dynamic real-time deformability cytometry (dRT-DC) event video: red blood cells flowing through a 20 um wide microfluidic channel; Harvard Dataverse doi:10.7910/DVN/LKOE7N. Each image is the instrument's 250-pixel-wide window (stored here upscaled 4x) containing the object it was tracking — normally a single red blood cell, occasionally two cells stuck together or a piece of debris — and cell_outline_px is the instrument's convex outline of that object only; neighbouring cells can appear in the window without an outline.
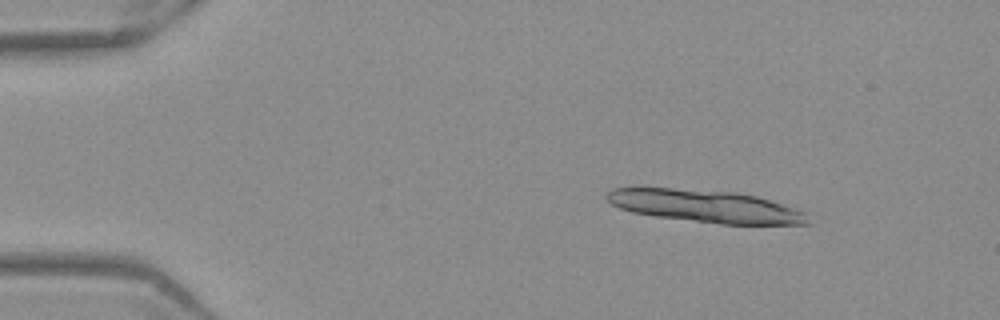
{"species": "Egyptian fruit bat (a non-hibernating species)", "species_latin": "Rousettus aegyptiacus", "temperature_condition": "warm", "stored_images_in_passage": 14, "camera_frame_rate_fps": 3000, "um_per_image_px": 0.085, "frame": {"image": 1, "passage_image": 7, "time_ms": 2.0, "image_size_px": [1000, 320], "cell_outline_px": [[812, 224], [720, 224], [656, 216], [632, 212], [620, 208], [604, 200], [604, 196], [612, 188], [672, 188], [736, 192], [756, 196], [808, 212]], "centroid_in_image_um": [59.99, 17.53], "position_along_channel_um": 25.0, "area_um2": 38.09}}